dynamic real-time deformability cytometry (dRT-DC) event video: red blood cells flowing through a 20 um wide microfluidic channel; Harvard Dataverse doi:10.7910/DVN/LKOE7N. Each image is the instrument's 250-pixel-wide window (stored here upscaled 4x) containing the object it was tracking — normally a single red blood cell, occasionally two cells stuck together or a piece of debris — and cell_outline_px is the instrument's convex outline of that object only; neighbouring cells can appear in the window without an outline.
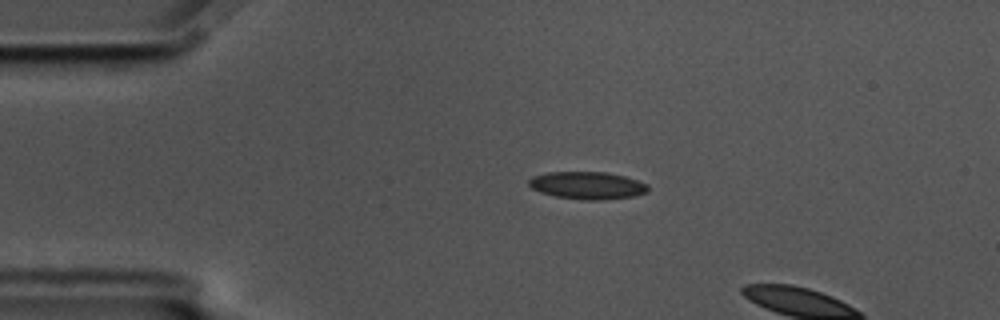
{"species": "common noctule bat (a hibernating species)", "species_latin": "Nyctalus noctula", "temperature_condition": "cold", "stored_images_in_passage": 4, "camera_frame_rate_fps": 3000, "um_per_image_px": 0.085, "animal": {"sex": "male", "body_mass_g": 17.5, "forearm_length_mm": 52.3}, "frame": {"image": 1, "passage_image": 1, "time_ms": 0.0, "image_size_px": [1000, 320], "cell_outline_px": [[648, 192], [632, 196], [604, 200], [584, 200], [556, 196], [540, 192], [532, 188], [528, 184], [528, 180], [532, 176], [548, 172], [608, 172], [624, 176], [648, 184]], "centroid_in_image_um": [49.92, 15.76], "position_along_channel_um": 35.1, "area_um2": 19.07}}